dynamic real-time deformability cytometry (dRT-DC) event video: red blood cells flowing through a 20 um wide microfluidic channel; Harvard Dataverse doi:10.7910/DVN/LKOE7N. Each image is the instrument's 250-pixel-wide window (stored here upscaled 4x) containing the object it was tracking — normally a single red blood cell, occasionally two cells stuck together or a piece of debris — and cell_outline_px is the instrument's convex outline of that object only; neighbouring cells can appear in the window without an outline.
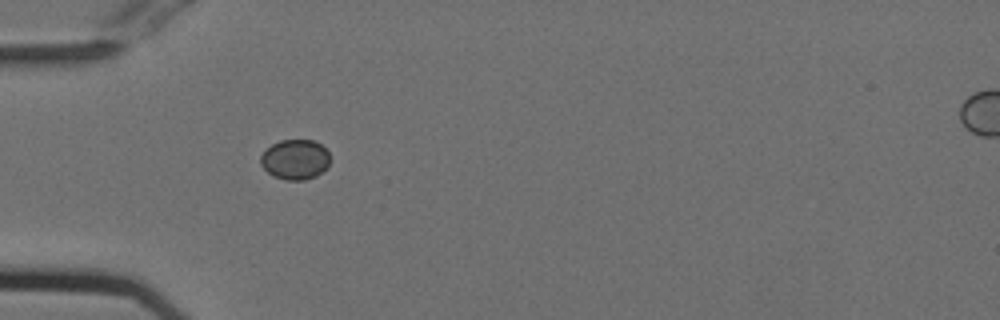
{"species": "Egyptian fruit bat (a non-hibernating species)", "species_latin": "Rousettus aegyptiacus", "temperature_condition": "cold", "stored_images_in_passage": 54, "camera_frame_rate_fps": 3000, "um_per_image_px": 0.085, "animal": {"sex": "female"}, "frame": {"image": 1, "passage_image": 17, "time_ms": 5.333, "image_size_px": [1000, 320], "cell_outline_px": [[328, 164], [316, 176], [304, 180], [284, 180], [272, 176], [260, 164], [260, 156], [272, 144], [280, 140], [316, 140], [328, 152]], "centroid_in_image_um": [25.05, 13.56], "position_along_channel_um": 59.9, "area_um2": 16.07}}
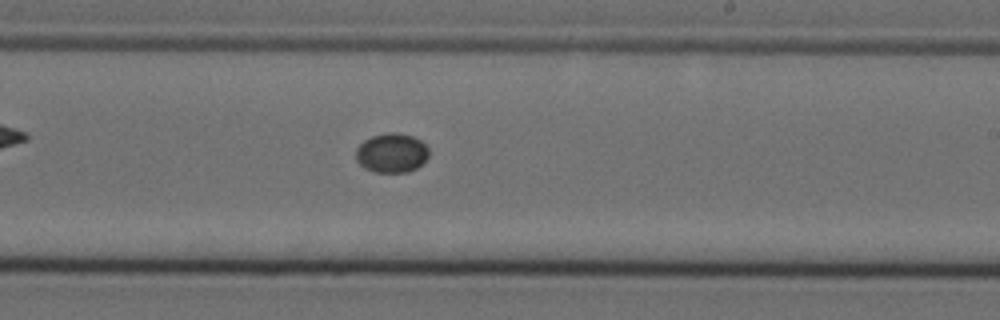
{"frame": {"image": 2, "passage_image": 33, "time_ms": 10.667, "image_size_px": [1000, 320], "cell_outline_px": [[428, 156], [416, 168], [408, 172], [376, 172], [364, 168], [356, 160], [356, 148], [364, 140], [372, 136], [388, 132], [396, 132], [412, 136], [420, 140], [428, 148]], "centroid_in_image_um": [33.27, 12.99], "position_along_channel_um": 255.7, "area_um2": 16.65}}
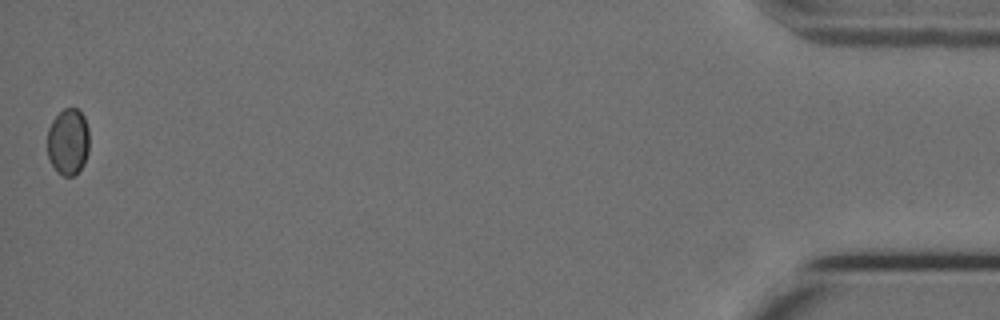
{"frame": {"image": 3, "passage_image": 54, "time_ms": 17.667, "image_size_px": [1000, 320], "cell_outline_px": [[88, 152], [84, 164], [72, 176], [64, 176], [56, 172], [48, 156], [48, 128], [52, 120], [64, 108], [76, 108], [84, 116], [88, 128]], "centroid_in_image_um": [5.79, 12.04], "position_along_channel_um": 429.4, "area_um2": 16.18}}